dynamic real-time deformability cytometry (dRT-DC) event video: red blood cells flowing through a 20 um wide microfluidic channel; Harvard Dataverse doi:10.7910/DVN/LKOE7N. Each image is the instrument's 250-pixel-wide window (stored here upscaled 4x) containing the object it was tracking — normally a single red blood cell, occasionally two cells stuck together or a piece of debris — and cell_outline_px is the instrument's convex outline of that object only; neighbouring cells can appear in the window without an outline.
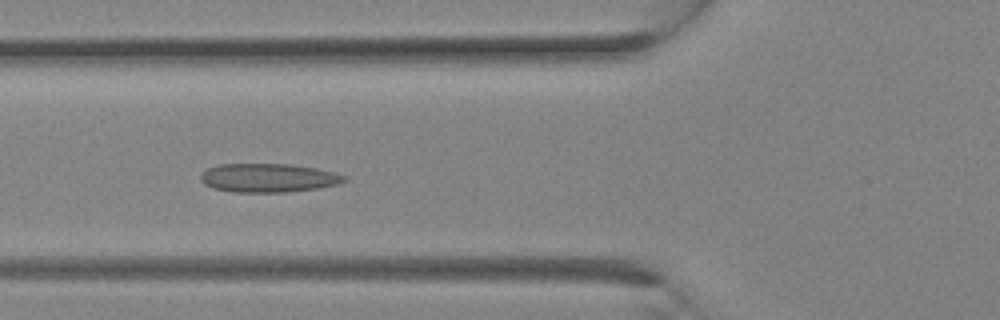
{"species": "Egyptian fruit bat (a non-hibernating species)", "species_latin": "Rousettus aegyptiacus", "temperature_condition": "room temperature", "stored_images_in_passage": 30, "segment_of_instrument_passage": [1, 2], "camera_frame_rate_fps": 3000, "um_per_image_px": 0.085, "animal": {"sex": "female"}, "frame": {"image": 1, "passage_image": 11, "time_ms": 3.333, "image_size_px": [1000, 320], "cell_outline_px": [[348, 180], [340, 184], [316, 188], [288, 192], [232, 192], [212, 188], [204, 184], [200, 180], [200, 176], [208, 168], [216, 164], [292, 164], [316, 168], [336, 172], [348, 176]], "centroid_in_image_um": [22.84, 15.12], "position_along_channel_um": 103.0, "area_um2": 24.33}}
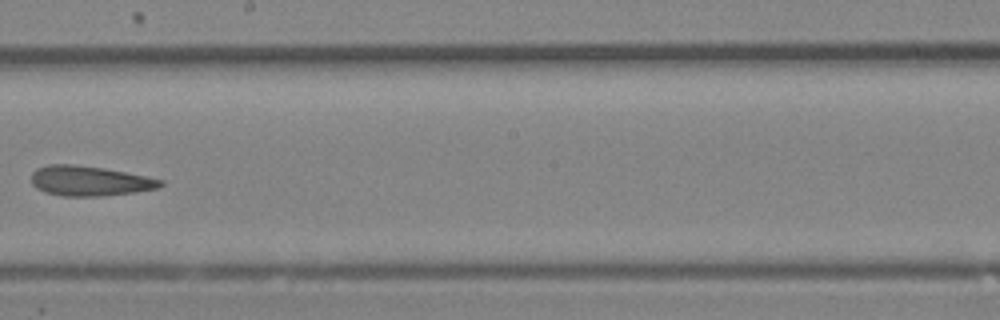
{"frame": {"image": 2, "passage_image": 17, "time_ms": 5.333, "image_size_px": [1000, 320], "cell_outline_px": [[164, 184], [156, 188], [136, 192], [100, 196], [64, 196], [44, 192], [36, 188], [32, 184], [32, 172], [36, 168], [48, 164], [72, 164], [104, 168], [164, 180]], "centroid_in_image_um": [7.58, 15.37], "position_along_channel_um": 240.6, "area_um2": 22.48}}
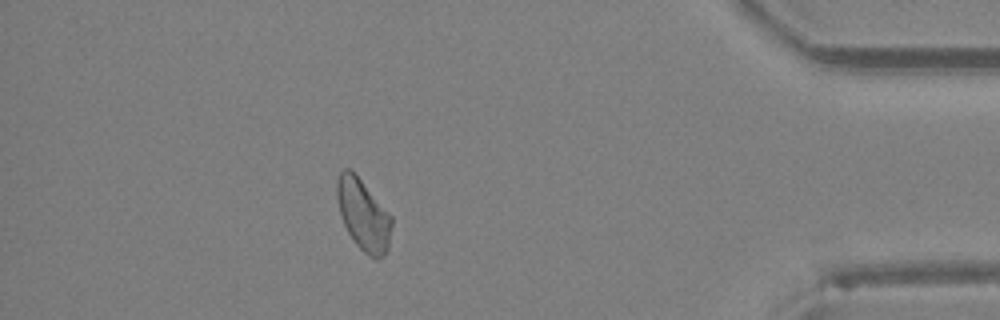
{"frame": {"image": 3, "passage_image": 26, "time_ms": 8.333, "image_size_px": [1000, 320], "cell_outline_px": [[392, 224], [388, 248], [384, 256], [376, 260], [368, 256], [356, 244], [348, 232], [344, 224], [340, 212], [336, 196], [336, 180], [340, 172], [344, 168], [352, 168], [356, 172], [392, 216]], "centroid_in_image_um": [30.88, 18.22], "position_along_channel_um": 404.3, "area_um2": 23.06}}